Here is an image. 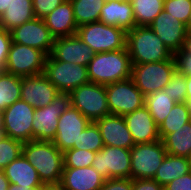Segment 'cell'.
I'll list each match as a JSON object with an SVG mask.
<instances>
[{
	"instance_id": "cell-10",
	"label": "cell",
	"mask_w": 191,
	"mask_h": 190,
	"mask_svg": "<svg viewBox=\"0 0 191 190\" xmlns=\"http://www.w3.org/2000/svg\"><path fill=\"white\" fill-rule=\"evenodd\" d=\"M46 57L39 49L12 42L4 71L19 77L43 74Z\"/></svg>"
},
{
	"instance_id": "cell-12",
	"label": "cell",
	"mask_w": 191,
	"mask_h": 190,
	"mask_svg": "<svg viewBox=\"0 0 191 190\" xmlns=\"http://www.w3.org/2000/svg\"><path fill=\"white\" fill-rule=\"evenodd\" d=\"M130 149L104 146L96 152L92 167L106 180L115 178H130Z\"/></svg>"
},
{
	"instance_id": "cell-24",
	"label": "cell",
	"mask_w": 191,
	"mask_h": 190,
	"mask_svg": "<svg viewBox=\"0 0 191 190\" xmlns=\"http://www.w3.org/2000/svg\"><path fill=\"white\" fill-rule=\"evenodd\" d=\"M2 170L10 184L20 185L22 187H42L44 185L36 169L23 154Z\"/></svg>"
},
{
	"instance_id": "cell-21",
	"label": "cell",
	"mask_w": 191,
	"mask_h": 190,
	"mask_svg": "<svg viewBox=\"0 0 191 190\" xmlns=\"http://www.w3.org/2000/svg\"><path fill=\"white\" fill-rule=\"evenodd\" d=\"M105 180L92 166L63 167L60 185L64 190H100Z\"/></svg>"
},
{
	"instance_id": "cell-14",
	"label": "cell",
	"mask_w": 191,
	"mask_h": 190,
	"mask_svg": "<svg viewBox=\"0 0 191 190\" xmlns=\"http://www.w3.org/2000/svg\"><path fill=\"white\" fill-rule=\"evenodd\" d=\"M91 121L86 118L77 108L70 106L58 119L56 137L53 144L65 152L78 145L81 132L88 127Z\"/></svg>"
},
{
	"instance_id": "cell-4",
	"label": "cell",
	"mask_w": 191,
	"mask_h": 190,
	"mask_svg": "<svg viewBox=\"0 0 191 190\" xmlns=\"http://www.w3.org/2000/svg\"><path fill=\"white\" fill-rule=\"evenodd\" d=\"M77 36L95 53L110 52L126 48L127 32L100 21L78 26Z\"/></svg>"
},
{
	"instance_id": "cell-2",
	"label": "cell",
	"mask_w": 191,
	"mask_h": 190,
	"mask_svg": "<svg viewBox=\"0 0 191 190\" xmlns=\"http://www.w3.org/2000/svg\"><path fill=\"white\" fill-rule=\"evenodd\" d=\"M126 47L132 65L161 62L174 56L149 26L127 31Z\"/></svg>"
},
{
	"instance_id": "cell-33",
	"label": "cell",
	"mask_w": 191,
	"mask_h": 190,
	"mask_svg": "<svg viewBox=\"0 0 191 190\" xmlns=\"http://www.w3.org/2000/svg\"><path fill=\"white\" fill-rule=\"evenodd\" d=\"M103 147L102 136L95 122H91L88 127L81 132L78 138V145L73 146L74 149L88 150L95 153Z\"/></svg>"
},
{
	"instance_id": "cell-39",
	"label": "cell",
	"mask_w": 191,
	"mask_h": 190,
	"mask_svg": "<svg viewBox=\"0 0 191 190\" xmlns=\"http://www.w3.org/2000/svg\"><path fill=\"white\" fill-rule=\"evenodd\" d=\"M65 0H32L35 18L43 19Z\"/></svg>"
},
{
	"instance_id": "cell-26",
	"label": "cell",
	"mask_w": 191,
	"mask_h": 190,
	"mask_svg": "<svg viewBox=\"0 0 191 190\" xmlns=\"http://www.w3.org/2000/svg\"><path fill=\"white\" fill-rule=\"evenodd\" d=\"M189 172H191V165L188 158L167 154L153 179L165 186Z\"/></svg>"
},
{
	"instance_id": "cell-9",
	"label": "cell",
	"mask_w": 191,
	"mask_h": 190,
	"mask_svg": "<svg viewBox=\"0 0 191 190\" xmlns=\"http://www.w3.org/2000/svg\"><path fill=\"white\" fill-rule=\"evenodd\" d=\"M70 106L69 93L59 92L51 104L35 109L32 140L53 141L56 137L58 119Z\"/></svg>"
},
{
	"instance_id": "cell-22",
	"label": "cell",
	"mask_w": 191,
	"mask_h": 190,
	"mask_svg": "<svg viewBox=\"0 0 191 190\" xmlns=\"http://www.w3.org/2000/svg\"><path fill=\"white\" fill-rule=\"evenodd\" d=\"M99 21L122 28L126 32L132 30L136 24L130 0H106Z\"/></svg>"
},
{
	"instance_id": "cell-47",
	"label": "cell",
	"mask_w": 191,
	"mask_h": 190,
	"mask_svg": "<svg viewBox=\"0 0 191 190\" xmlns=\"http://www.w3.org/2000/svg\"><path fill=\"white\" fill-rule=\"evenodd\" d=\"M40 190H64L60 184L43 185Z\"/></svg>"
},
{
	"instance_id": "cell-36",
	"label": "cell",
	"mask_w": 191,
	"mask_h": 190,
	"mask_svg": "<svg viewBox=\"0 0 191 190\" xmlns=\"http://www.w3.org/2000/svg\"><path fill=\"white\" fill-rule=\"evenodd\" d=\"M170 99L179 102H186L187 99V82L186 75L179 73L177 70L170 78V82L163 89Z\"/></svg>"
},
{
	"instance_id": "cell-11",
	"label": "cell",
	"mask_w": 191,
	"mask_h": 190,
	"mask_svg": "<svg viewBox=\"0 0 191 190\" xmlns=\"http://www.w3.org/2000/svg\"><path fill=\"white\" fill-rule=\"evenodd\" d=\"M105 89L110 114L124 116L145 104V96L132 78L106 85Z\"/></svg>"
},
{
	"instance_id": "cell-46",
	"label": "cell",
	"mask_w": 191,
	"mask_h": 190,
	"mask_svg": "<svg viewBox=\"0 0 191 190\" xmlns=\"http://www.w3.org/2000/svg\"><path fill=\"white\" fill-rule=\"evenodd\" d=\"M41 187H22L20 185L10 184L8 190H40Z\"/></svg>"
},
{
	"instance_id": "cell-43",
	"label": "cell",
	"mask_w": 191,
	"mask_h": 190,
	"mask_svg": "<svg viewBox=\"0 0 191 190\" xmlns=\"http://www.w3.org/2000/svg\"><path fill=\"white\" fill-rule=\"evenodd\" d=\"M132 190H164L154 179H132Z\"/></svg>"
},
{
	"instance_id": "cell-6",
	"label": "cell",
	"mask_w": 191,
	"mask_h": 190,
	"mask_svg": "<svg viewBox=\"0 0 191 190\" xmlns=\"http://www.w3.org/2000/svg\"><path fill=\"white\" fill-rule=\"evenodd\" d=\"M71 106L77 108L91 122L110 115L104 85L88 82L69 93Z\"/></svg>"
},
{
	"instance_id": "cell-3",
	"label": "cell",
	"mask_w": 191,
	"mask_h": 190,
	"mask_svg": "<svg viewBox=\"0 0 191 190\" xmlns=\"http://www.w3.org/2000/svg\"><path fill=\"white\" fill-rule=\"evenodd\" d=\"M87 71L90 82L104 86L131 78L132 64L127 47L95 53L87 65Z\"/></svg>"
},
{
	"instance_id": "cell-8",
	"label": "cell",
	"mask_w": 191,
	"mask_h": 190,
	"mask_svg": "<svg viewBox=\"0 0 191 190\" xmlns=\"http://www.w3.org/2000/svg\"><path fill=\"white\" fill-rule=\"evenodd\" d=\"M132 179H153L167 152L162 140L135 144L130 148Z\"/></svg>"
},
{
	"instance_id": "cell-15",
	"label": "cell",
	"mask_w": 191,
	"mask_h": 190,
	"mask_svg": "<svg viewBox=\"0 0 191 190\" xmlns=\"http://www.w3.org/2000/svg\"><path fill=\"white\" fill-rule=\"evenodd\" d=\"M12 42L30 46L51 54L55 38L44 23L43 19L34 18L10 31Z\"/></svg>"
},
{
	"instance_id": "cell-28",
	"label": "cell",
	"mask_w": 191,
	"mask_h": 190,
	"mask_svg": "<svg viewBox=\"0 0 191 190\" xmlns=\"http://www.w3.org/2000/svg\"><path fill=\"white\" fill-rule=\"evenodd\" d=\"M22 77L0 71V110L21 99Z\"/></svg>"
},
{
	"instance_id": "cell-20",
	"label": "cell",
	"mask_w": 191,
	"mask_h": 190,
	"mask_svg": "<svg viewBox=\"0 0 191 190\" xmlns=\"http://www.w3.org/2000/svg\"><path fill=\"white\" fill-rule=\"evenodd\" d=\"M123 117L135 144L160 140L159 127L145 106Z\"/></svg>"
},
{
	"instance_id": "cell-23",
	"label": "cell",
	"mask_w": 191,
	"mask_h": 190,
	"mask_svg": "<svg viewBox=\"0 0 191 190\" xmlns=\"http://www.w3.org/2000/svg\"><path fill=\"white\" fill-rule=\"evenodd\" d=\"M43 21L55 39L75 35L77 32L78 26L74 18L73 6L70 0H65L43 18Z\"/></svg>"
},
{
	"instance_id": "cell-41",
	"label": "cell",
	"mask_w": 191,
	"mask_h": 190,
	"mask_svg": "<svg viewBox=\"0 0 191 190\" xmlns=\"http://www.w3.org/2000/svg\"><path fill=\"white\" fill-rule=\"evenodd\" d=\"M100 190H132V178L107 179Z\"/></svg>"
},
{
	"instance_id": "cell-38",
	"label": "cell",
	"mask_w": 191,
	"mask_h": 190,
	"mask_svg": "<svg viewBox=\"0 0 191 190\" xmlns=\"http://www.w3.org/2000/svg\"><path fill=\"white\" fill-rule=\"evenodd\" d=\"M176 70L186 76L191 75V33H187L182 49L174 54Z\"/></svg>"
},
{
	"instance_id": "cell-31",
	"label": "cell",
	"mask_w": 191,
	"mask_h": 190,
	"mask_svg": "<svg viewBox=\"0 0 191 190\" xmlns=\"http://www.w3.org/2000/svg\"><path fill=\"white\" fill-rule=\"evenodd\" d=\"M191 121V109L187 102L176 103L164 122L159 126L160 140Z\"/></svg>"
},
{
	"instance_id": "cell-50",
	"label": "cell",
	"mask_w": 191,
	"mask_h": 190,
	"mask_svg": "<svg viewBox=\"0 0 191 190\" xmlns=\"http://www.w3.org/2000/svg\"><path fill=\"white\" fill-rule=\"evenodd\" d=\"M186 28H187V31H188L189 33H191V13H190L189 20H188V22H187V24H186Z\"/></svg>"
},
{
	"instance_id": "cell-37",
	"label": "cell",
	"mask_w": 191,
	"mask_h": 190,
	"mask_svg": "<svg viewBox=\"0 0 191 190\" xmlns=\"http://www.w3.org/2000/svg\"><path fill=\"white\" fill-rule=\"evenodd\" d=\"M163 10L186 25L191 13V0H166Z\"/></svg>"
},
{
	"instance_id": "cell-49",
	"label": "cell",
	"mask_w": 191,
	"mask_h": 190,
	"mask_svg": "<svg viewBox=\"0 0 191 190\" xmlns=\"http://www.w3.org/2000/svg\"><path fill=\"white\" fill-rule=\"evenodd\" d=\"M0 132H4V114L2 110H0Z\"/></svg>"
},
{
	"instance_id": "cell-5",
	"label": "cell",
	"mask_w": 191,
	"mask_h": 190,
	"mask_svg": "<svg viewBox=\"0 0 191 190\" xmlns=\"http://www.w3.org/2000/svg\"><path fill=\"white\" fill-rule=\"evenodd\" d=\"M175 71L176 61L173 56L161 62L132 65L131 78L143 95L147 96L164 89Z\"/></svg>"
},
{
	"instance_id": "cell-30",
	"label": "cell",
	"mask_w": 191,
	"mask_h": 190,
	"mask_svg": "<svg viewBox=\"0 0 191 190\" xmlns=\"http://www.w3.org/2000/svg\"><path fill=\"white\" fill-rule=\"evenodd\" d=\"M106 0H70L77 26L98 22Z\"/></svg>"
},
{
	"instance_id": "cell-48",
	"label": "cell",
	"mask_w": 191,
	"mask_h": 190,
	"mask_svg": "<svg viewBox=\"0 0 191 190\" xmlns=\"http://www.w3.org/2000/svg\"><path fill=\"white\" fill-rule=\"evenodd\" d=\"M12 0H0V16L5 12V10L10 6Z\"/></svg>"
},
{
	"instance_id": "cell-44",
	"label": "cell",
	"mask_w": 191,
	"mask_h": 190,
	"mask_svg": "<svg viewBox=\"0 0 191 190\" xmlns=\"http://www.w3.org/2000/svg\"><path fill=\"white\" fill-rule=\"evenodd\" d=\"M9 185V180L5 176L3 170H0V190H8Z\"/></svg>"
},
{
	"instance_id": "cell-34",
	"label": "cell",
	"mask_w": 191,
	"mask_h": 190,
	"mask_svg": "<svg viewBox=\"0 0 191 190\" xmlns=\"http://www.w3.org/2000/svg\"><path fill=\"white\" fill-rule=\"evenodd\" d=\"M23 142L3 136L0 140V170L22 154Z\"/></svg>"
},
{
	"instance_id": "cell-27",
	"label": "cell",
	"mask_w": 191,
	"mask_h": 190,
	"mask_svg": "<svg viewBox=\"0 0 191 190\" xmlns=\"http://www.w3.org/2000/svg\"><path fill=\"white\" fill-rule=\"evenodd\" d=\"M162 142L167 154L188 158L191 152V121L173 133L167 134Z\"/></svg>"
},
{
	"instance_id": "cell-32",
	"label": "cell",
	"mask_w": 191,
	"mask_h": 190,
	"mask_svg": "<svg viewBox=\"0 0 191 190\" xmlns=\"http://www.w3.org/2000/svg\"><path fill=\"white\" fill-rule=\"evenodd\" d=\"M136 26H149L163 11L162 0H130Z\"/></svg>"
},
{
	"instance_id": "cell-40",
	"label": "cell",
	"mask_w": 191,
	"mask_h": 190,
	"mask_svg": "<svg viewBox=\"0 0 191 190\" xmlns=\"http://www.w3.org/2000/svg\"><path fill=\"white\" fill-rule=\"evenodd\" d=\"M11 43V33L0 27V71H4L5 69V64Z\"/></svg>"
},
{
	"instance_id": "cell-45",
	"label": "cell",
	"mask_w": 191,
	"mask_h": 190,
	"mask_svg": "<svg viewBox=\"0 0 191 190\" xmlns=\"http://www.w3.org/2000/svg\"><path fill=\"white\" fill-rule=\"evenodd\" d=\"M186 82H187V99H186V102L189 104V107L191 109V75L186 76Z\"/></svg>"
},
{
	"instance_id": "cell-42",
	"label": "cell",
	"mask_w": 191,
	"mask_h": 190,
	"mask_svg": "<svg viewBox=\"0 0 191 190\" xmlns=\"http://www.w3.org/2000/svg\"><path fill=\"white\" fill-rule=\"evenodd\" d=\"M164 190H191V172L174 179L164 186Z\"/></svg>"
},
{
	"instance_id": "cell-29",
	"label": "cell",
	"mask_w": 191,
	"mask_h": 190,
	"mask_svg": "<svg viewBox=\"0 0 191 190\" xmlns=\"http://www.w3.org/2000/svg\"><path fill=\"white\" fill-rule=\"evenodd\" d=\"M175 104L176 102L170 99L169 95H166L162 89L145 96L144 106L149 110L156 125L159 127Z\"/></svg>"
},
{
	"instance_id": "cell-51",
	"label": "cell",
	"mask_w": 191,
	"mask_h": 190,
	"mask_svg": "<svg viewBox=\"0 0 191 190\" xmlns=\"http://www.w3.org/2000/svg\"><path fill=\"white\" fill-rule=\"evenodd\" d=\"M3 136H4V132H0V140L2 139Z\"/></svg>"
},
{
	"instance_id": "cell-13",
	"label": "cell",
	"mask_w": 191,
	"mask_h": 190,
	"mask_svg": "<svg viewBox=\"0 0 191 190\" xmlns=\"http://www.w3.org/2000/svg\"><path fill=\"white\" fill-rule=\"evenodd\" d=\"M35 108L23 100L16 101L4 111V135L21 142L32 140Z\"/></svg>"
},
{
	"instance_id": "cell-7",
	"label": "cell",
	"mask_w": 191,
	"mask_h": 190,
	"mask_svg": "<svg viewBox=\"0 0 191 190\" xmlns=\"http://www.w3.org/2000/svg\"><path fill=\"white\" fill-rule=\"evenodd\" d=\"M43 74L59 92L70 93L79 86L90 82L87 67L46 57Z\"/></svg>"
},
{
	"instance_id": "cell-18",
	"label": "cell",
	"mask_w": 191,
	"mask_h": 190,
	"mask_svg": "<svg viewBox=\"0 0 191 190\" xmlns=\"http://www.w3.org/2000/svg\"><path fill=\"white\" fill-rule=\"evenodd\" d=\"M50 55L58 61L87 67L95 52L75 34L56 38Z\"/></svg>"
},
{
	"instance_id": "cell-52",
	"label": "cell",
	"mask_w": 191,
	"mask_h": 190,
	"mask_svg": "<svg viewBox=\"0 0 191 190\" xmlns=\"http://www.w3.org/2000/svg\"><path fill=\"white\" fill-rule=\"evenodd\" d=\"M188 159L190 160V165H191V152L190 155L188 156Z\"/></svg>"
},
{
	"instance_id": "cell-16",
	"label": "cell",
	"mask_w": 191,
	"mask_h": 190,
	"mask_svg": "<svg viewBox=\"0 0 191 190\" xmlns=\"http://www.w3.org/2000/svg\"><path fill=\"white\" fill-rule=\"evenodd\" d=\"M149 27L173 54L182 49L188 31L186 25L170 13L163 10Z\"/></svg>"
},
{
	"instance_id": "cell-35",
	"label": "cell",
	"mask_w": 191,
	"mask_h": 190,
	"mask_svg": "<svg viewBox=\"0 0 191 190\" xmlns=\"http://www.w3.org/2000/svg\"><path fill=\"white\" fill-rule=\"evenodd\" d=\"M95 152L82 149H68L63 153L64 167H90L95 158Z\"/></svg>"
},
{
	"instance_id": "cell-17",
	"label": "cell",
	"mask_w": 191,
	"mask_h": 190,
	"mask_svg": "<svg viewBox=\"0 0 191 190\" xmlns=\"http://www.w3.org/2000/svg\"><path fill=\"white\" fill-rule=\"evenodd\" d=\"M58 94L59 91L44 74L22 77L21 100L35 109L48 106Z\"/></svg>"
},
{
	"instance_id": "cell-19",
	"label": "cell",
	"mask_w": 191,
	"mask_h": 190,
	"mask_svg": "<svg viewBox=\"0 0 191 190\" xmlns=\"http://www.w3.org/2000/svg\"><path fill=\"white\" fill-rule=\"evenodd\" d=\"M95 123L99 127L104 146L130 149L135 145L123 116L110 114Z\"/></svg>"
},
{
	"instance_id": "cell-1",
	"label": "cell",
	"mask_w": 191,
	"mask_h": 190,
	"mask_svg": "<svg viewBox=\"0 0 191 190\" xmlns=\"http://www.w3.org/2000/svg\"><path fill=\"white\" fill-rule=\"evenodd\" d=\"M22 154L36 169L44 185L60 184L64 167L63 152L52 141L24 142Z\"/></svg>"
},
{
	"instance_id": "cell-25",
	"label": "cell",
	"mask_w": 191,
	"mask_h": 190,
	"mask_svg": "<svg viewBox=\"0 0 191 190\" xmlns=\"http://www.w3.org/2000/svg\"><path fill=\"white\" fill-rule=\"evenodd\" d=\"M34 18L32 0H12L10 6L0 16V27L10 32Z\"/></svg>"
}]
</instances>
